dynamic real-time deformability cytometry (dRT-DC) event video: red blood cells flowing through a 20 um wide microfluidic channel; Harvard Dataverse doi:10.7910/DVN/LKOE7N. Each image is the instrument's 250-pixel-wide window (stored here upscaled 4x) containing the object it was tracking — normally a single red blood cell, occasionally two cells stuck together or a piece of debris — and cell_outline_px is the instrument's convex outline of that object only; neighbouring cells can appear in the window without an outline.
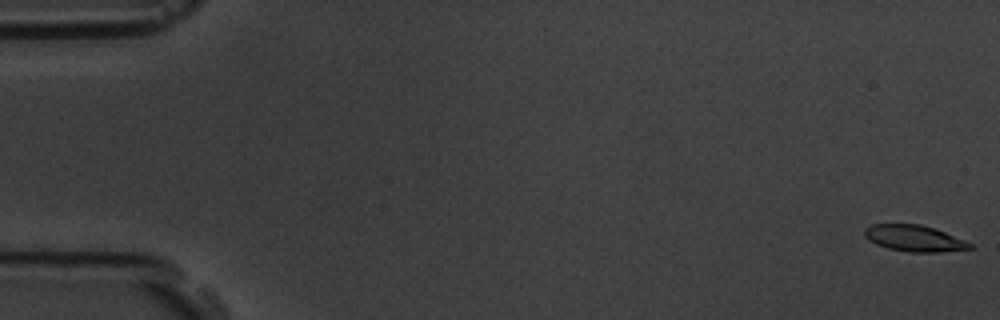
{"species": "common noctule bat (a hibernating species)", "species_latin": "Nyctalus noctula", "temperature_condition": "room temperature", "stored_images_in_passage": 57, "camera_frame_rate_fps": 3000, "um_per_image_px": 0.085, "animal": {"sex": "male", "body_mass_g": 19.5, "forearm_length_mm": 54.6}, "frame": {"image": 1, "passage_image": 1, "time_ms": 0.0, "image_size_px": [1000, 320], "cell_outline_px": [[972, 248], [940, 252], [908, 252], [888, 248], [876, 244], [868, 240], [864, 236], [864, 228], [872, 224], [920, 224], [944, 232], [964, 240], [972, 244]], "centroid_in_image_um": [77.66, 20.26], "position_along_channel_um": 7.3, "area_um2": 16.01}}
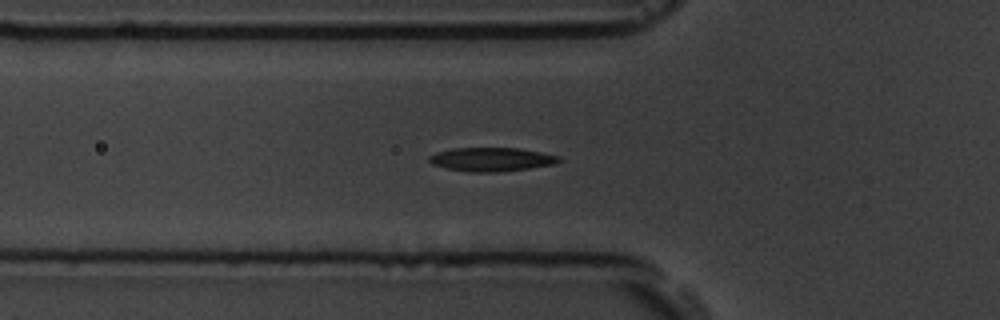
{"frame": {"image": 2, "passage_image": 20, "time_ms": 6.333, "image_size_px": [1000, 320], "cell_outline_px": [[560, 160], [552, 164], [528, 168], [496, 172], [468, 172], [448, 168], [432, 164], [428, 160], [428, 156], [436, 152], [452, 148], [520, 148], [560, 156]], "centroid_in_image_um": [41.73, 13.54], "position_along_channel_um": 84.1, "area_um2": 17.8}}
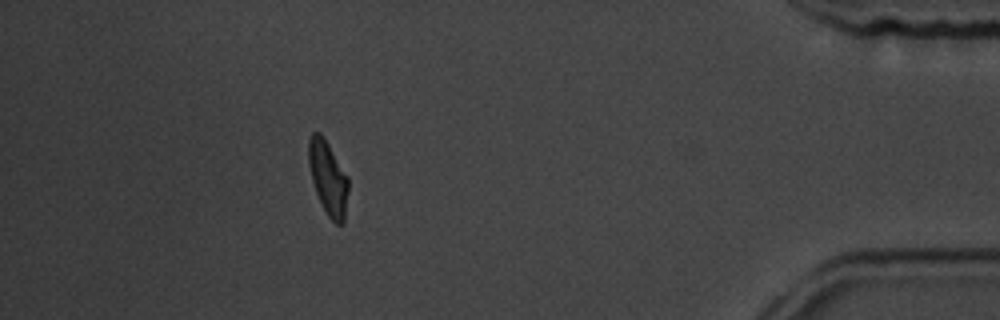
{"frame": {"image": 3, "passage_image": 51, "time_ms": 16.667, "image_size_px": [1000, 320], "cell_outline_px": [[348, 192], [344, 224], [336, 224], [328, 216], [316, 192], [312, 180], [308, 164], [308, 140], [312, 132], [320, 132], [324, 136], [348, 176]], "centroid_in_image_um": [27.89, 15.09], "position_along_channel_um": 407.3, "area_um2": 17.22}, "authors_computed_cell_mechanics": {"area_um2": 17.34, "velocity_mm_per_s": 3.6287, "shape_relaxation_time_tau1_ms": 3.5351, "shape_relaxation_time_tau2_ms": 3.6286, "deformation_change_tau1": 0.1473, "deformation_change_tau2": 0.0776}}